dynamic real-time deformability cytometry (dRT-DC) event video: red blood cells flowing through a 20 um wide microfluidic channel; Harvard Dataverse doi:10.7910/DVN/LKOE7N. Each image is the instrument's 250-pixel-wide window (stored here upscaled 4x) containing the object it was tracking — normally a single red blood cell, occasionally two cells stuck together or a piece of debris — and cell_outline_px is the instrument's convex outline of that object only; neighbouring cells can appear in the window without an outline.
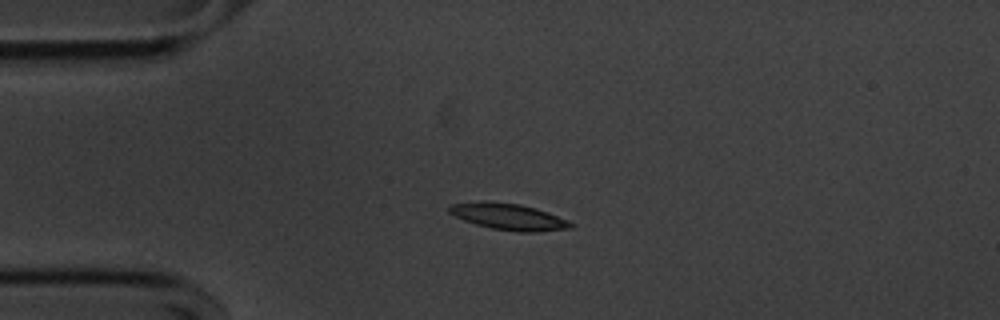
{"species": "common noctule bat (a hibernating species)", "species_latin": "Nyctalus noctula", "temperature_condition": "cold", "stored_images_in_passage": 7, "camera_frame_rate_fps": 3000, "um_per_image_px": 0.085, "animal": {"sex": "male", "body_mass_g": 20.1, "forearm_length_mm": 53.5}, "frame": {"image": 1, "passage_image": 1, "time_ms": 0.0, "image_size_px": [1000, 320], "cell_outline_px": [[576, 224], [572, 228], [536, 232], [516, 232], [492, 228], [476, 224], [464, 220], [448, 212], [448, 208], [452, 204], [520, 204], [536, 208], [548, 212], [568, 220]], "centroid_in_image_um": [43.37, 18.48], "position_along_channel_um": 41.6, "area_um2": 17.86}}
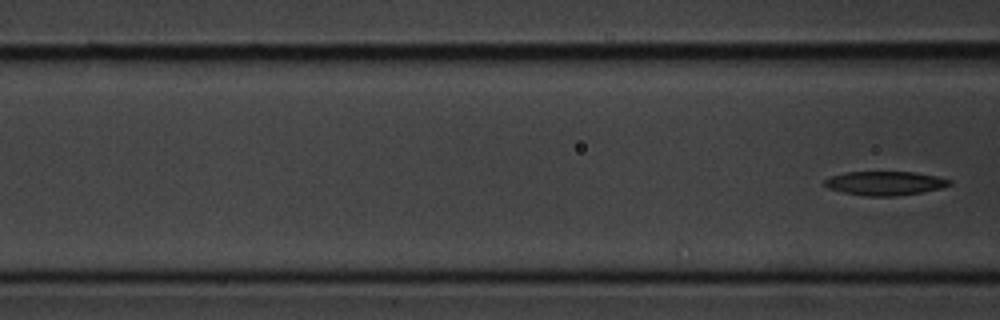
{"frame": {"image": 2, "passage_image": 7, "time_ms": 2.0, "image_size_px": [1000, 320], "cell_outline_px": [[952, 184], [940, 188], [920, 192], [896, 196], [864, 196], [844, 192], [828, 188], [824, 184], [824, 180], [832, 176], [844, 172], [916, 172], [936, 176], [952, 180]], "centroid_in_image_um": [75.22, 15.57], "position_along_channel_um": 91.4, "area_um2": 17.34}}